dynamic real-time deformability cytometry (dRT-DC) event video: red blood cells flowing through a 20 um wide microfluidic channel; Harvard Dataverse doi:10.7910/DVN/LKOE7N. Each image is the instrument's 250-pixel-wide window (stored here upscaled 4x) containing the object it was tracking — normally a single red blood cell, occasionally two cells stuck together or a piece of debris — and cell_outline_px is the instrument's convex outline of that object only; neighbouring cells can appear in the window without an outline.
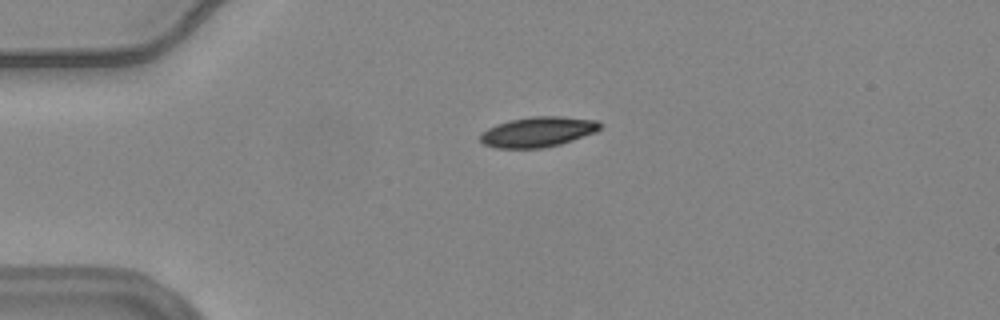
{"species": "common noctule bat (a hibernating species)", "species_latin": "Nyctalus noctula", "temperature_condition": "warm", "stored_images_in_passage": 45, "camera_frame_rate_fps": 3000, "um_per_image_px": 0.085, "animal": {"sex": "female", "body_mass_g": 24.6, "forearm_length_mm": 56.2}, "frame": {"image": 1, "passage_image": 3, "time_ms": 0.667, "image_size_px": [1000, 320], "cell_outline_px": [[600, 128], [596, 132], [560, 144], [544, 148], [496, 148], [484, 144], [480, 140], [480, 136], [488, 128], [496, 124], [508, 120], [532, 116], [560, 116], [596, 120], [600, 124]], "centroid_in_image_um": [45.71, 11.21], "position_along_channel_um": 39.3, "area_um2": 20.98}}
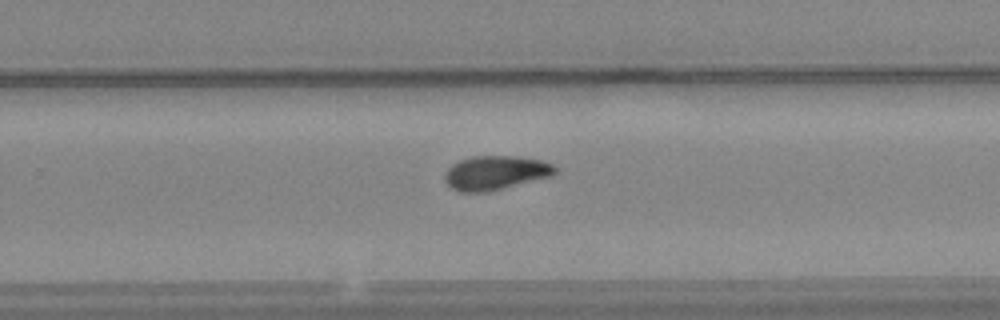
{"frame": {"image": 2, "passage_image": 26, "time_ms": 8.333, "image_size_px": [1000, 320], "cell_outline_px": [[556, 172], [552, 176], [488, 192], [460, 192], [452, 188], [444, 180], [444, 172], [452, 164], [460, 160], [472, 156], [516, 156], [540, 160], [552, 164], [556, 168]], "centroid_in_image_um": [42.09, 14.69], "position_along_channel_um": 287.7, "area_um2": 21.96}}
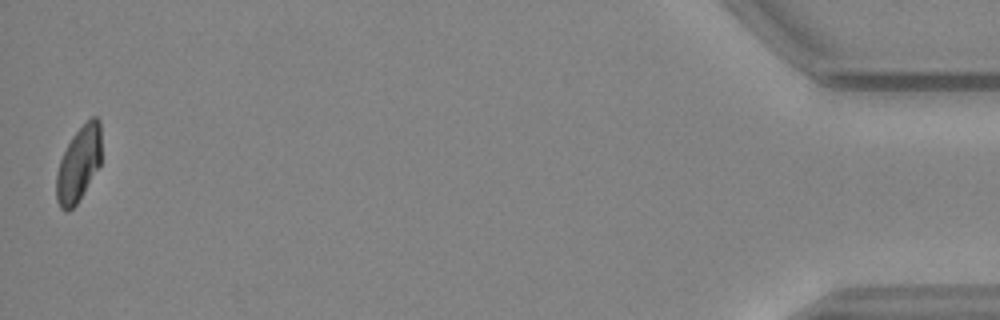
{"frame": {"image": 3, "passage_image": 45, "time_ms": 14.667, "image_size_px": [1000, 320], "cell_outline_px": [[100, 164], [76, 204], [68, 212], [64, 212], [60, 208], [56, 200], [56, 172], [60, 160], [72, 136], [92, 116], [96, 116], [100, 120]], "centroid_in_image_um": [6.66, 13.96], "position_along_channel_um": 428.5, "area_um2": 19.42}, "authors_computed_cell_mechanics": {"area_um2": 21.5016, "velocity_mm_per_s": 3.6966, "shape_relaxation_time_tau1_ms": 7.2933, "shape_relaxation_time_tau2_ms": null, "deformation_change_tau1": 0.1726, "deformation_change_tau2": null}}